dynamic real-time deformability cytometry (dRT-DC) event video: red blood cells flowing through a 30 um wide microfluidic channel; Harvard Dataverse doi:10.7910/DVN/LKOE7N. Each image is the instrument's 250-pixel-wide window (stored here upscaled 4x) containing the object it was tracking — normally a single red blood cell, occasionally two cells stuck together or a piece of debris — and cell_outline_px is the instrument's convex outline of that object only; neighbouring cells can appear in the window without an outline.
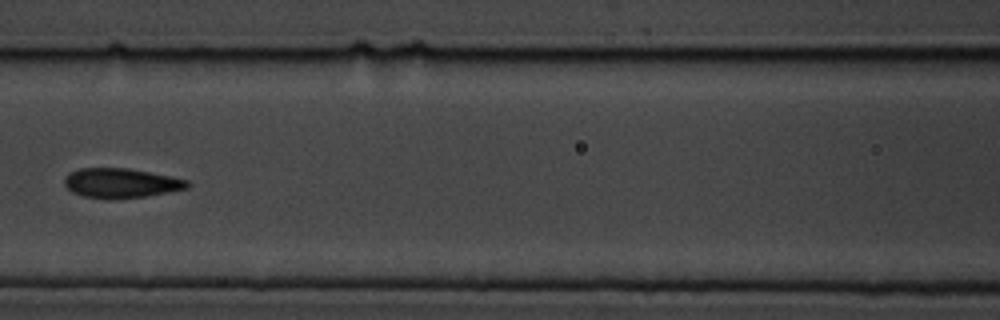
{"species": "common noctule bat (a hibernating species)", "species_latin": "Nyctalus noctula", "temperature_condition": "cold", "stored_images_in_passage": 9, "camera_frame_rate_fps": 3000, "um_per_image_px": 0.085, "animal": {"sex": "male", "body_mass_g": 19.5, "forearm_length_mm": 54.6}, "frame": {"image": 1, "passage_image": 6, "time_ms": 6.667, "image_size_px": [1000, 320], "cell_outline_px": [[192, 184], [188, 188], [168, 192], [144, 196], [112, 200], [108, 200], [84, 196], [72, 192], [64, 184], [64, 176], [68, 172], [80, 168], [128, 168], [172, 176], [188, 180]], "centroid_in_image_um": [10.27, 15.56], "position_along_channel_um": 156.3, "area_um2": 21.5}}
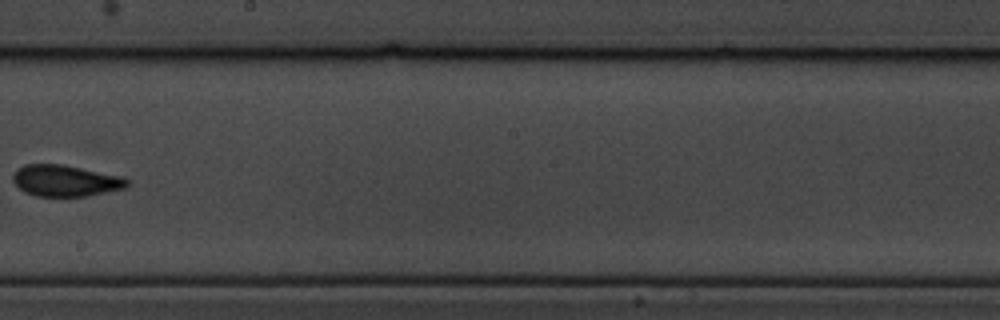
{"frame": {"image": 2, "passage_image": 8, "time_ms": 9.0, "image_size_px": [1000, 320], "cell_outline_px": [[132, 184], [128, 188], [88, 196], [36, 196], [24, 192], [12, 180], [12, 176], [16, 168], [24, 164], [64, 164], [124, 176], [132, 180]], "centroid_in_image_um": [5.65, 15.35], "position_along_channel_um": 242.6, "area_um2": 21.5}}
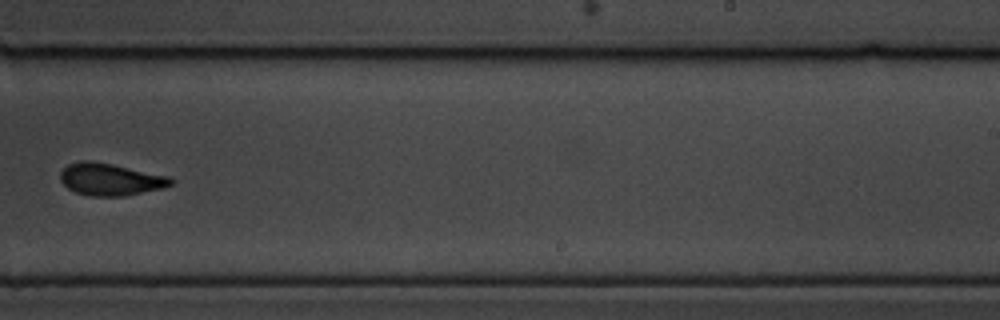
{"frame": {"image": 3, "passage_image": 9, "time_ms": 10.0, "image_size_px": [1000, 320], "cell_outline_px": [[176, 180], [172, 184], [164, 188], [124, 196], [92, 196], [76, 192], [68, 188], [60, 180], [60, 172], [68, 164], [80, 160], [92, 160], [112, 164], [168, 176]], "centroid_in_image_um": [9.38, 15.24], "position_along_channel_um": 279.6, "area_um2": 20.75}}